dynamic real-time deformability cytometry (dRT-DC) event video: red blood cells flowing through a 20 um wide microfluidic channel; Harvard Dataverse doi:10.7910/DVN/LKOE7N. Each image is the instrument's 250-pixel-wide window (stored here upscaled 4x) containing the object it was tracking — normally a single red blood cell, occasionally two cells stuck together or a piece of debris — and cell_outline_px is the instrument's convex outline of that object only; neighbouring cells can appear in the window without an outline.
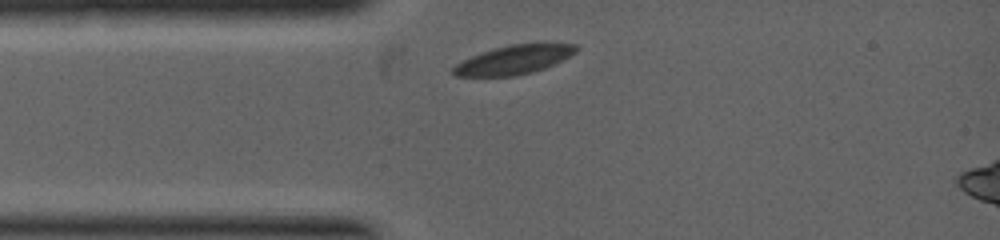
{"species": "common noctule bat (a hibernating species)", "species_latin": "Nyctalus noctula", "temperature_condition": "warm", "stored_images_in_passage": 10, "camera_frame_rate_fps": 5000, "um_per_image_px": 0.085, "animal": {"sex": "female", "body_mass_g": 19.0, "forearm_length_mm": 53.3}, "frame": {"image": 1, "passage_image": 1, "time_ms": 0.0, "image_size_px": [1000, 240], "cell_outline_px": [[576, 52], [544, 68], [532, 72], [512, 76], [456, 76], [452, 72], [452, 68], [456, 64], [472, 56], [496, 48], [512, 44], [544, 40], [576, 44]], "centroid_in_image_um": [43.75, 5.03], "position_along_channel_um": 41.3, "area_um2": 20.92}}
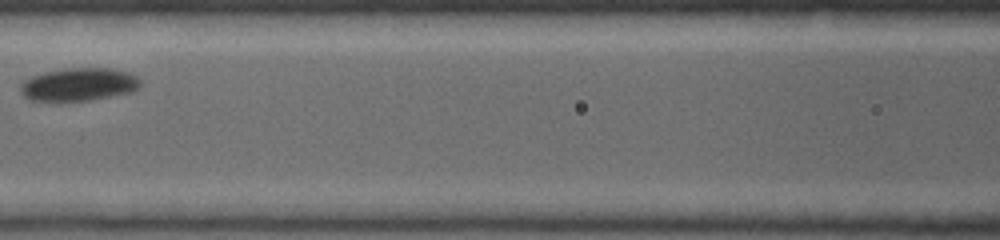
{"frame": {"image": 2, "passage_image": 6, "time_ms": 1.8, "image_size_px": [1000, 240], "cell_outline_px": [[140, 88], [132, 92], [92, 100], [60, 104], [52, 104], [28, 100], [20, 92], [20, 84], [24, 80], [32, 76], [44, 72], [68, 68], [112, 68], [128, 72], [136, 76], [140, 80]], "centroid_in_image_um": [6.64, 7.23], "position_along_channel_um": 160.0, "area_um2": 24.1}}
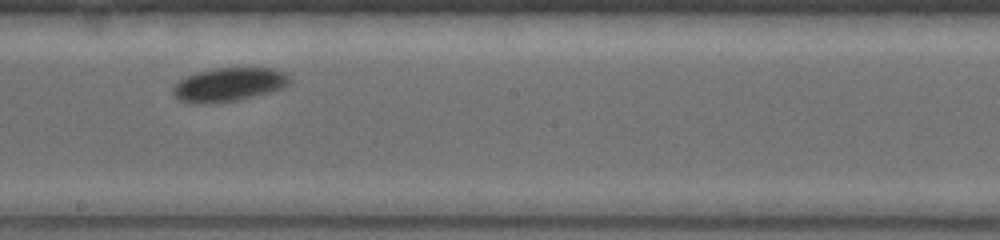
{"frame": {"image": 3, "passage_image": 9, "time_ms": 2.8, "image_size_px": [1000, 240], "cell_outline_px": [[292, 76], [288, 84], [284, 88], [272, 92], [236, 100], [208, 104], [188, 104], [172, 96], [172, 88], [180, 80], [188, 76], [200, 72], [216, 68], [276, 68]], "centroid_in_image_um": [19.47, 7.2], "position_along_channel_um": 228.7, "area_um2": 23.12}}